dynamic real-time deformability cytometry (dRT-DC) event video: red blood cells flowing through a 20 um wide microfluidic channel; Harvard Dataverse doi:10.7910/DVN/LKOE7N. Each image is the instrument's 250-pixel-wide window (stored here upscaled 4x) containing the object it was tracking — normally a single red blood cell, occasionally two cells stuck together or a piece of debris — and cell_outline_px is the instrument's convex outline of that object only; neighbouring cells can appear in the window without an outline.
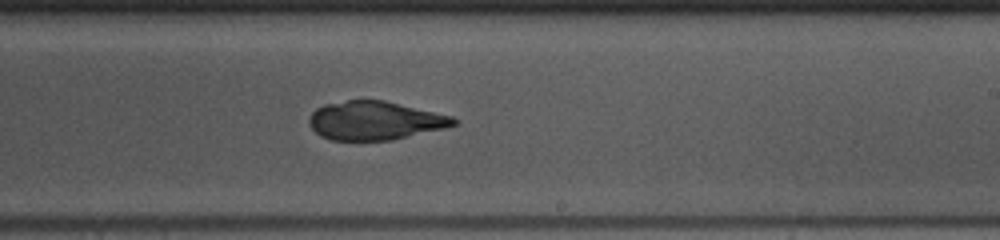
{"species": "common noctule bat (a hibernating species)", "species_latin": "Nyctalus noctula", "temperature_condition": "warm", "stored_images_in_passage": 43, "camera_frame_rate_fps": 3000, "um_per_image_px": 0.085, "animal": {"sex": "female", "body_mass_g": 10.0, "forearm_length_mm": 53.1}, "frame": {"image": 1, "passage_image": 22, "time_ms": 7.0, "image_size_px": [1000, 240], "cell_outline_px": [[456, 124], [444, 128], [392, 140], [332, 140], [320, 136], [308, 124], [308, 120], [312, 112], [316, 108], [324, 104], [348, 100], [384, 100], [452, 116], [456, 120]], "centroid_in_image_um": [31.83, 10.25], "position_along_channel_um": 257.2, "area_um2": 32.37}}
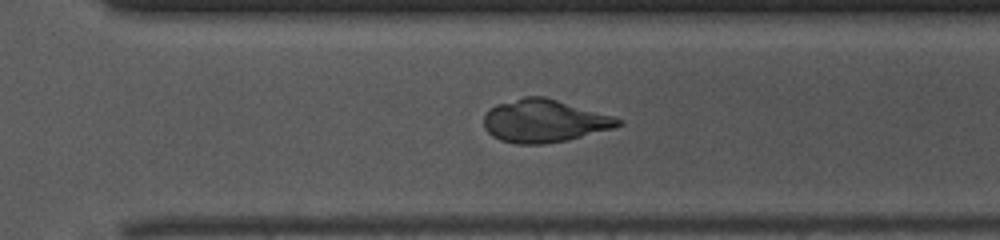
{"frame": {"image": 2, "passage_image": 27, "time_ms": 8.667, "image_size_px": [1000, 240], "cell_outline_px": [[624, 124], [612, 128], [568, 140], [544, 144], [516, 144], [500, 140], [492, 136], [484, 128], [484, 116], [488, 108], [496, 104], [524, 96], [544, 96], [612, 116], [624, 120]], "centroid_in_image_um": [46.22, 10.28], "position_along_channel_um": 324.4, "area_um2": 33.52}}
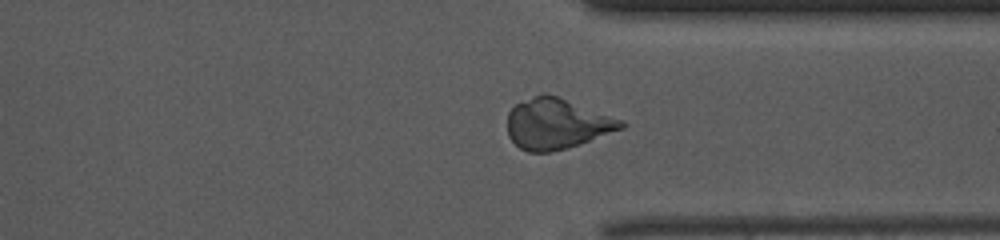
{"frame": {"image": 3, "passage_image": 30, "time_ms": 9.667, "image_size_px": [1000, 240], "cell_outline_px": [[628, 124], [624, 128], [580, 144], [552, 152], [528, 152], [520, 148], [508, 136], [508, 112], [516, 104], [532, 96], [544, 92], [556, 96], [624, 120]], "centroid_in_image_um": [47.34, 10.52], "position_along_channel_um": 364.1, "area_um2": 33.47}}